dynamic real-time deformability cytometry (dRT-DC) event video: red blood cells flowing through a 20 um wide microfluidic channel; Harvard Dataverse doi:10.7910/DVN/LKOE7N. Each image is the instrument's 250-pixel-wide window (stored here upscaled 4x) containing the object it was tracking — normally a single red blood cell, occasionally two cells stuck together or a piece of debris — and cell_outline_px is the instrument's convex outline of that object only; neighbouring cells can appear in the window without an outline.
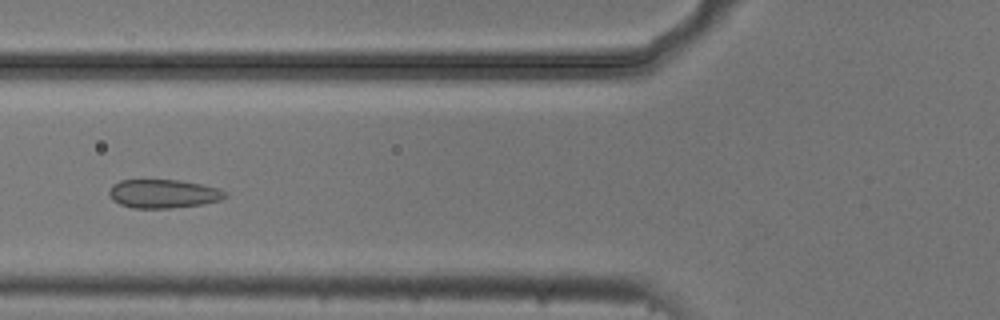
{"species": "common noctule bat (a hibernating species)", "species_latin": "Nyctalus noctula", "temperature_condition": "cold", "stored_images_in_passage": 6, "camera_frame_rate_fps": 3000, "um_per_image_px": 0.085, "animal": {"sex": "male", "body_mass_g": 20.5, "forearm_length_mm": 52.5}, "frame": {"image": 1, "passage_image": 6, "time_ms": 1.667, "image_size_px": [1000, 320], "cell_outline_px": [[228, 196], [220, 200], [204, 204], [172, 208], [132, 208], [120, 204], [112, 200], [108, 192], [112, 184], [120, 180], [180, 180], [220, 188], [228, 192]], "centroid_in_image_um": [13.9, 16.47], "position_along_channel_um": 111.9, "area_um2": 19.59}}